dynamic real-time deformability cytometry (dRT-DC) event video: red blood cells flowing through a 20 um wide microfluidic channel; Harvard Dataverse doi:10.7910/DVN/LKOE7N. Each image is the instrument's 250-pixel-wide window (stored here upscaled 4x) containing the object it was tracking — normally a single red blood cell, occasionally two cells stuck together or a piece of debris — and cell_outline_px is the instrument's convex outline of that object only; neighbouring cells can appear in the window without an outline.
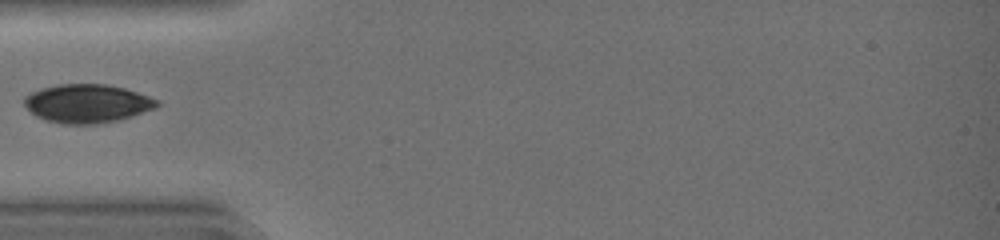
{"species": "common noctule bat (a hibernating species)", "species_latin": "Nyctalus noctula", "temperature_condition": "warm", "stored_images_in_passage": 30, "camera_frame_rate_fps": 3000, "um_per_image_px": 0.085, "animal": {"sex": "female", "body_mass_g": 19.0, "forearm_length_mm": 51.5}, "frame": {"image": 1, "passage_image": 1, "time_ms": 0.0, "image_size_px": [1000, 240], "cell_outline_px": [[160, 104], [152, 108], [132, 116], [120, 120], [96, 124], [60, 124], [44, 120], [36, 116], [24, 104], [24, 96], [40, 88], [56, 84], [104, 84], [124, 88], [160, 100]], "centroid_in_image_um": [7.38, 8.8], "position_along_channel_um": 77.6, "area_um2": 29.82}}
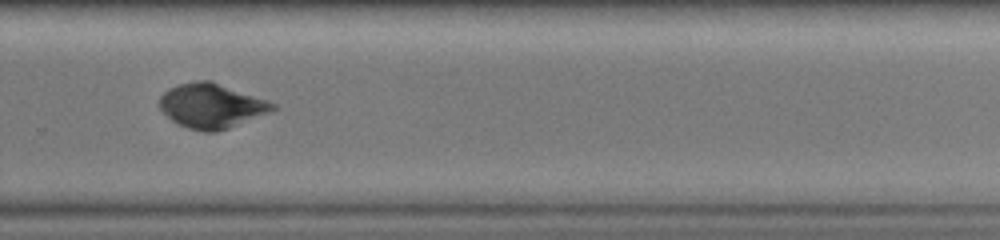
{"frame": {"image": 2, "passage_image": 17, "time_ms": 5.333, "image_size_px": [1000, 240], "cell_outline_px": [[280, 108], [228, 128], [216, 132], [204, 132], [188, 128], [172, 120], [160, 108], [160, 96], [168, 88], [180, 84], [196, 80], [212, 80], [268, 100], [276, 104]], "centroid_in_image_um": [18.01, 8.98], "position_along_channel_um": 311.8, "area_um2": 29.42}}
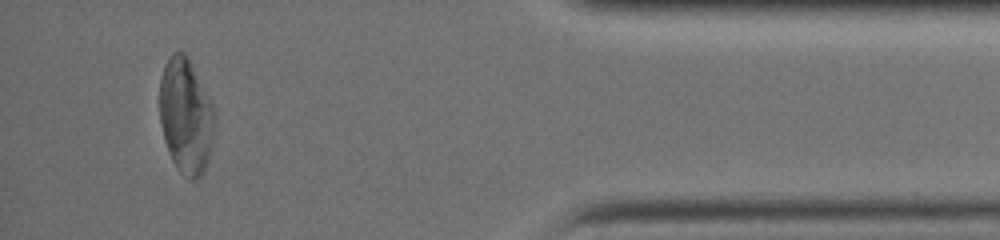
{"frame": {"image": 3, "passage_image": 27, "time_ms": 8.667, "image_size_px": [1000, 240], "cell_outline_px": [[216, 124], [212, 144], [208, 160], [200, 180], [188, 180], [176, 168], [168, 152], [164, 140], [160, 124], [160, 80], [164, 68], [172, 52], [184, 52], [208, 96], [216, 112]], "centroid_in_image_um": [15.81, 9.95], "position_along_channel_um": 419.4, "area_um2": 37.11}}